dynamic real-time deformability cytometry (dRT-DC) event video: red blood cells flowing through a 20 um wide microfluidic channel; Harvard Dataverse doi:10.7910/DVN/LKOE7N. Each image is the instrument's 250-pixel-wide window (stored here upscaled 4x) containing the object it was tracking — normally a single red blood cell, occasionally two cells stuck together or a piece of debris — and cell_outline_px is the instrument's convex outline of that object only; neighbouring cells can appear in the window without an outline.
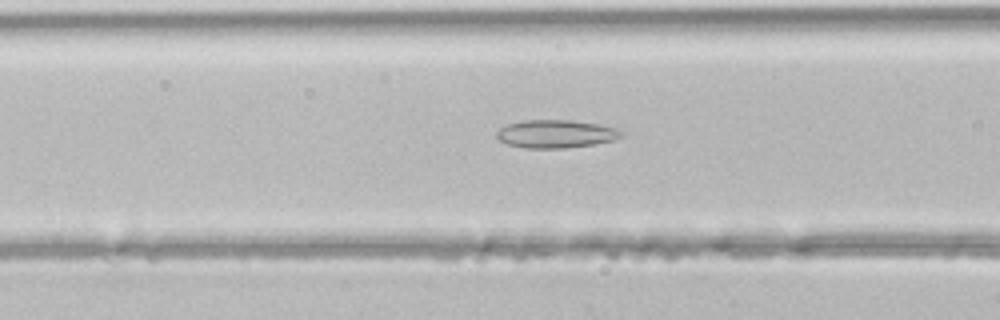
{"species": "common noctule bat (a hibernating species)", "species_latin": "Nyctalus noctula", "temperature_condition": "room temperature", "stored_images_in_passage": 32, "camera_frame_rate_fps": 3000, "um_per_image_px": 0.085, "animal": {"sex": "male", "body_mass_g": 21.5, "forearm_length_mm": 52.0}, "frame": {"image": 1, "passage_image": 4, "time_ms": 1.0, "image_size_px": [1000, 320], "cell_outline_px": [[624, 132], [620, 136], [612, 140], [596, 144], [564, 148], [524, 148], [508, 144], [500, 140], [496, 136], [496, 132], [500, 128], [508, 124], [524, 120], [572, 120], [596, 124], [616, 128]], "centroid_in_image_um": [47.23, 11.38], "position_along_channel_um": 119.4, "area_um2": 20.23}}
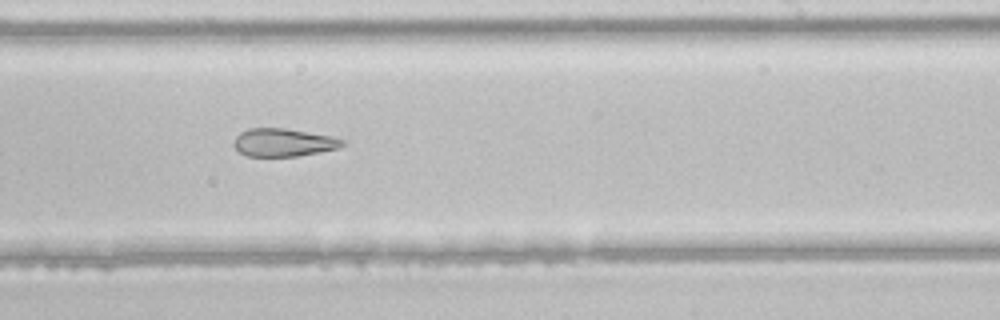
{"frame": {"image": 2, "passage_image": 14, "time_ms": 4.333, "image_size_px": [1000, 320], "cell_outline_px": [[348, 144], [340, 148], [320, 152], [296, 156], [244, 156], [232, 144], [236, 136], [240, 132], [248, 128], [284, 128], [332, 136], [344, 140]], "centroid_in_image_um": [24.11, 12.11], "position_along_channel_um": 264.9, "area_um2": 17.86}}
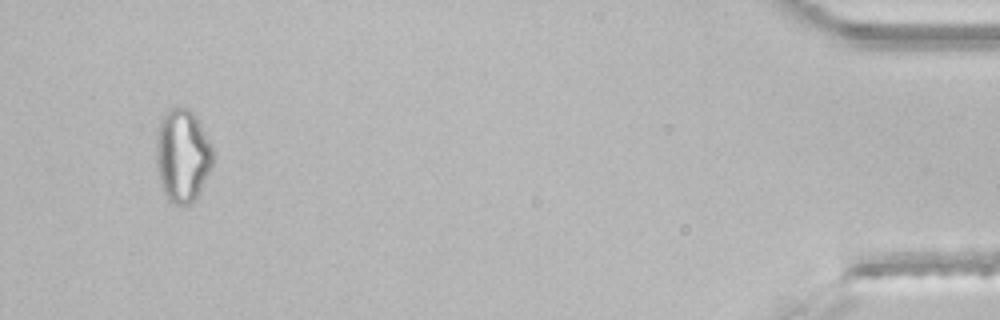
{"frame": {"image": 3, "passage_image": 30, "time_ms": 9.667, "image_size_px": [1000, 320], "cell_outline_px": [[212, 164], [200, 192], [188, 204], [176, 204], [168, 200], [164, 192], [160, 180], [156, 164], [156, 136], [160, 120], [164, 112], [168, 108], [176, 104], [188, 108], [196, 116], [212, 148]], "centroid_in_image_um": [15.47, 13.15], "position_along_channel_um": 419.7, "area_um2": 30.69}}